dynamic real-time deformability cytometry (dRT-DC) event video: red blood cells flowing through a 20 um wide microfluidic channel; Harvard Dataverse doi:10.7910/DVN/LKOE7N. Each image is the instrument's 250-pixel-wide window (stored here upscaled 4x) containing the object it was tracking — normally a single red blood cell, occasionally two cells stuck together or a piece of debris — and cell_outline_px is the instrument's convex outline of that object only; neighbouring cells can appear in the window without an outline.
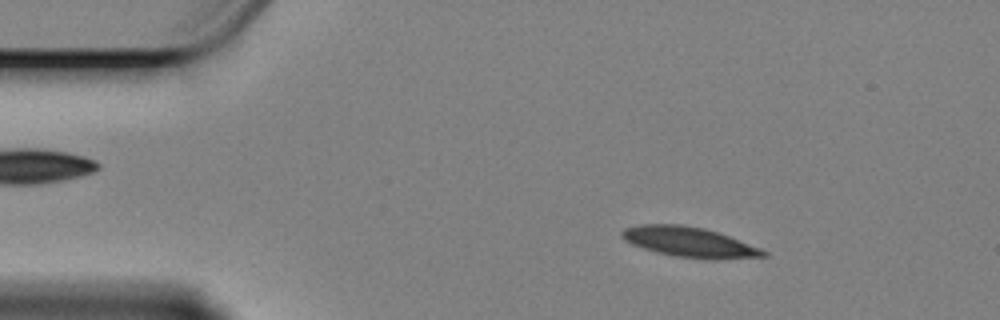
{"species": "Egyptian fruit bat (a non-hibernating species)", "species_latin": "Rousettus aegyptiacus", "temperature_condition": "cold", "stored_images_in_passage": 58, "camera_frame_rate_fps": 3000, "um_per_image_px": 0.085, "animal": {"sex": "female"}, "frame": {"image": 1, "passage_image": 8, "time_ms": 2.333, "image_size_px": [1000, 320], "cell_outline_px": [[768, 256], [712, 260], [704, 260], [676, 256], [656, 252], [632, 244], [624, 240], [620, 236], [620, 232], [624, 228], [640, 224], [684, 224], [704, 228], [728, 236], [760, 248], [768, 252]], "centroid_in_image_um": [58.57, 20.58], "position_along_channel_um": 26.4, "area_um2": 24.91}}
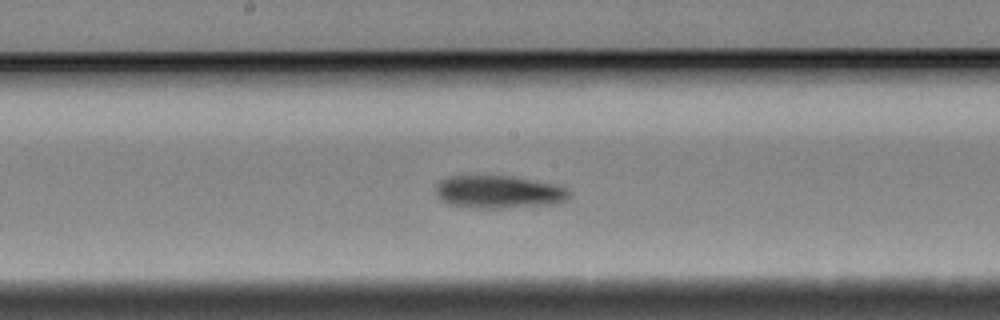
{"frame": {"image": 2, "passage_image": 29, "time_ms": 9.333, "image_size_px": [1000, 320], "cell_outline_px": [[572, 196], [568, 200], [556, 204], [500, 208], [472, 208], [448, 204], [440, 200], [436, 196], [436, 184], [440, 180], [448, 176], [508, 176], [552, 184], [568, 188], [572, 192]], "centroid_in_image_um": [42.39, 16.33], "position_along_channel_um": 205.8, "area_um2": 25.72}}
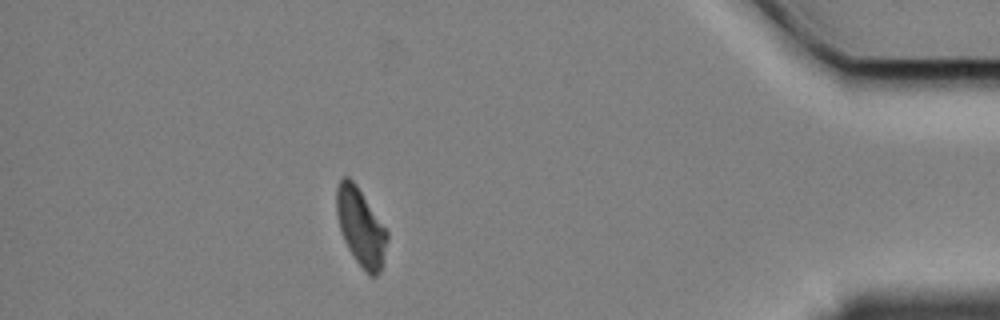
{"frame": {"image": 3, "passage_image": 51, "time_ms": 16.667, "image_size_px": [1000, 320], "cell_outline_px": [[388, 240], [384, 260], [380, 272], [376, 276], [368, 276], [356, 260], [348, 248], [344, 240], [340, 228], [336, 212], [336, 188], [340, 180], [344, 176], [348, 176], [356, 184], [388, 232]], "centroid_in_image_um": [30.67, 19.32], "position_along_channel_um": 404.5, "area_um2": 22.83}, "authors_computed_cell_mechanics": {"area_um2": 24.565, "velocity_mm_per_s": 3.3522, "shape_relaxation_time_tau1_ms": 8.7263, "shape_relaxation_time_tau2_ms": 2.9433, "deformation_change_tau1": 0.1828, "deformation_change_tau2": 0.0989}}